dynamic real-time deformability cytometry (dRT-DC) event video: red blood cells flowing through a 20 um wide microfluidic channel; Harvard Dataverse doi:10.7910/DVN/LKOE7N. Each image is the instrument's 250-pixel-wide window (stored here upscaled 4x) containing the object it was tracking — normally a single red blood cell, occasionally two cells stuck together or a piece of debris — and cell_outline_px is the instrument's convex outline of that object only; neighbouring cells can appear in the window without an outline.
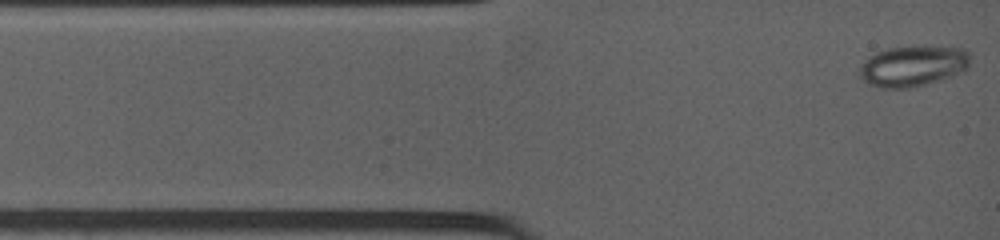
{"species": "common noctule bat (a hibernating species)", "species_latin": "Nyctalus noctula", "temperature_condition": "warm", "stored_images_in_passage": 27, "camera_frame_rate_fps": 4500, "um_per_image_px": 0.085, "animal": {"sex": "female", "body_mass_g": 19.0, "forearm_length_mm": 53.3}, "frame": {"image": 1, "passage_image": 1, "time_ms": 0.0, "image_size_px": [1000, 240], "cell_outline_px": [[968, 68], [964, 72], [924, 84], [908, 88], [880, 88], [856, 76], [860, 64], [864, 60], [876, 52], [888, 48], [912, 44], [924, 44], [964, 48], [968, 52]], "centroid_in_image_um": [77.57, 5.56], "position_along_channel_um": 7.4, "area_um2": 26.99}}
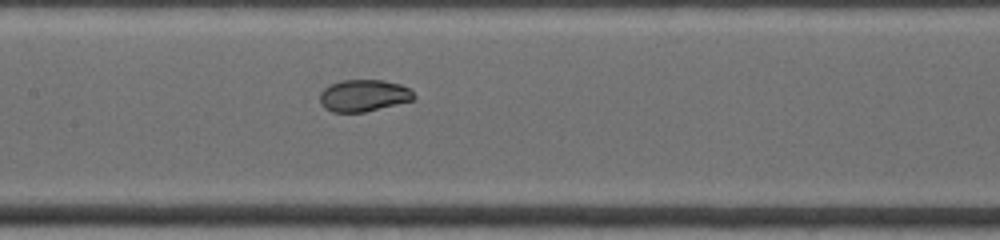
{"frame": {"image": 2, "passage_image": 12, "time_ms": 5.333, "image_size_px": [1000, 240], "cell_outline_px": [[416, 100], [364, 112], [332, 112], [324, 108], [320, 104], [320, 92], [328, 84], [340, 80], [384, 80], [400, 84], [408, 88], [416, 96]], "centroid_in_image_um": [30.9, 8.12], "position_along_channel_um": 176.5, "area_um2": 17.74}}
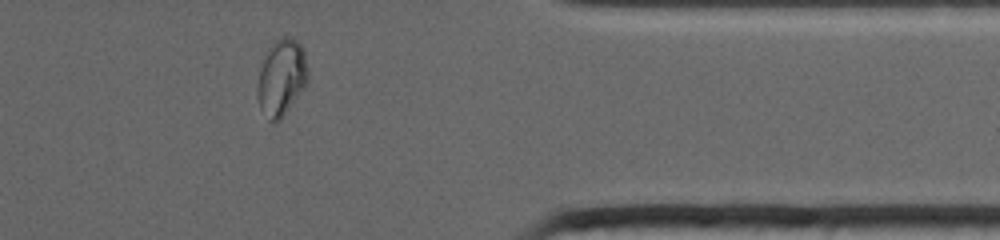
{"frame": {"image": 3, "passage_image": 24, "time_ms": 11.111, "image_size_px": [1000, 240], "cell_outline_px": [[308, 80], [304, 88], [280, 120], [268, 120], [260, 108], [256, 96], [256, 88], [260, 68], [268, 48], [272, 40], [284, 36], [288, 36], [296, 40], [300, 44], [304, 52], [308, 68]], "centroid_in_image_um": [23.91, 6.56], "position_along_channel_um": 387.5, "area_um2": 22.66}}